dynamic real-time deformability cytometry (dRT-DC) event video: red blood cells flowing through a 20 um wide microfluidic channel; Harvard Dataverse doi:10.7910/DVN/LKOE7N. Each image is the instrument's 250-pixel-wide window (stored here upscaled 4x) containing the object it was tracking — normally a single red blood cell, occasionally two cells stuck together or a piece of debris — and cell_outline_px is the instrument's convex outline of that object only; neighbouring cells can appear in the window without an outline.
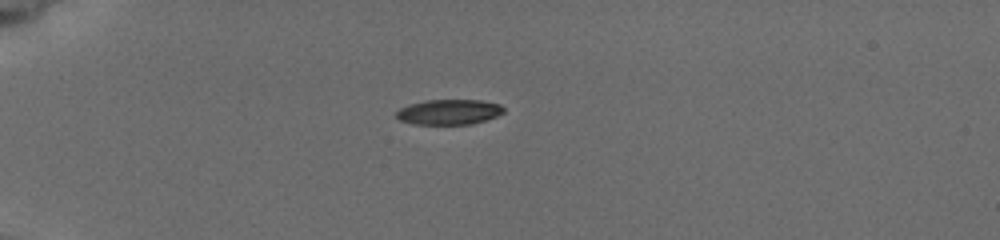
{"species": "common noctule bat (a hibernating species)", "species_latin": "Nyctalus noctula", "temperature_condition": "cold", "stored_images_in_passage": 4, "camera_frame_rate_fps": 3000, "um_per_image_px": 0.085, "animal": {"sex": "female", "body_mass_g": 19.5, "forearm_length_mm": 54.1}, "frame": {"image": 1, "passage_image": 1, "time_ms": 0.0, "image_size_px": [1000, 240], "cell_outline_px": [[504, 112], [496, 116], [472, 124], [412, 124], [400, 120], [396, 116], [396, 112], [400, 108], [408, 104], [424, 100], [480, 100], [500, 104], [504, 108]], "centroid_in_image_um": [38.14, 9.51], "position_along_channel_um": 46.9, "area_um2": 15.78}}
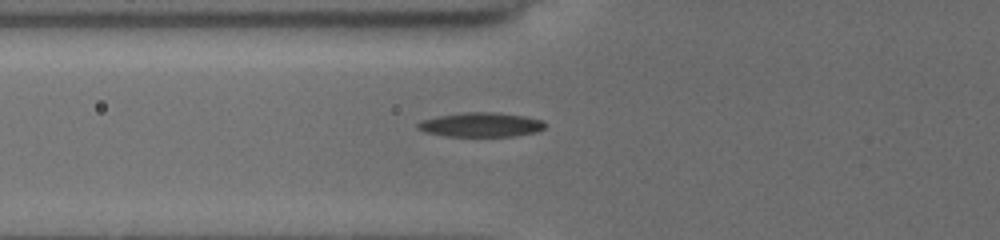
{"frame": {"image": 2, "passage_image": 4, "time_ms": 2.0, "image_size_px": [1000, 240], "cell_outline_px": [[544, 128], [532, 132], [512, 136], [448, 136], [428, 132], [416, 128], [416, 124], [420, 120], [436, 116], [464, 112], [496, 112], [524, 116], [540, 120], [544, 124]], "centroid_in_image_um": [40.8, 10.59], "position_along_channel_um": 85.0, "area_um2": 17.8}}